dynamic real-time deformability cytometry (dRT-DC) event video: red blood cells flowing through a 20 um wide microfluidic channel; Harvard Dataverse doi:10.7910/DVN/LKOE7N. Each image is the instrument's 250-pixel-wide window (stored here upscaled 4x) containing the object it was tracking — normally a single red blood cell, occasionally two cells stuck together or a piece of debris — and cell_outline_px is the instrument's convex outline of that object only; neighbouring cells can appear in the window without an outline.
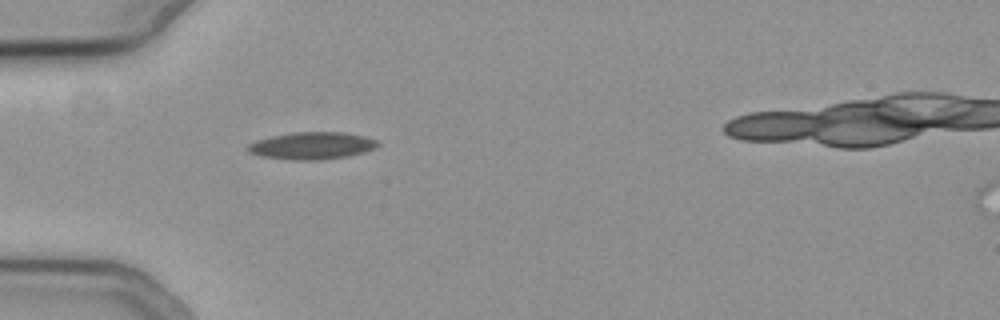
{"species": "common noctule bat (a hibernating species)", "species_latin": "Nyctalus noctula", "temperature_condition": "cold", "stored_images_in_passage": 37, "camera_frame_rate_fps": 3000, "um_per_image_px": 0.085, "animal": {"sex": "female", "body_mass_g": 19.3, "forearm_length_mm": 54.1}, "frame": {"image": 1, "passage_image": 1, "time_ms": 0.0, "image_size_px": [1000, 320], "cell_outline_px": [[380, 144], [376, 148], [364, 152], [348, 156], [320, 160], [292, 160], [260, 156], [248, 152], [244, 148], [248, 144], [256, 140], [272, 136], [292, 132], [344, 132], [364, 136], [376, 140]], "centroid_in_image_um": [26.49, 12.38], "position_along_channel_um": 58.5, "area_um2": 20.81}}
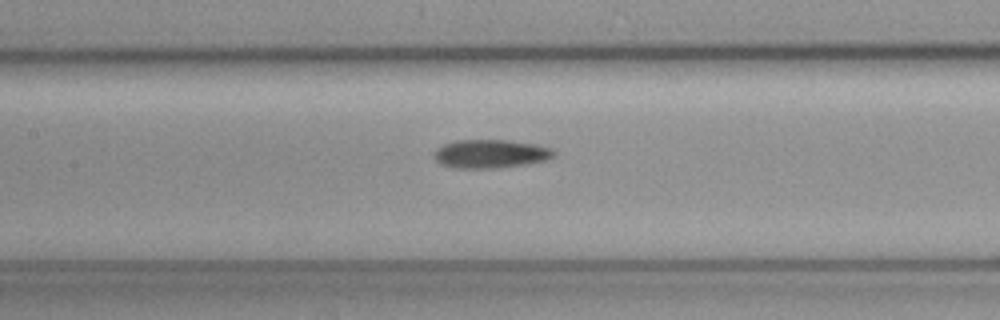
{"frame": {"image": 2, "passage_image": 10, "time_ms": 3.0, "image_size_px": [1000, 320], "cell_outline_px": [[556, 156], [548, 160], [528, 164], [496, 168], [456, 168], [440, 164], [436, 160], [436, 148], [444, 144], [456, 140], [508, 140], [536, 144], [552, 148], [556, 152]], "centroid_in_image_um": [41.77, 13.07], "position_along_channel_um": 165.6, "area_um2": 20.06}}
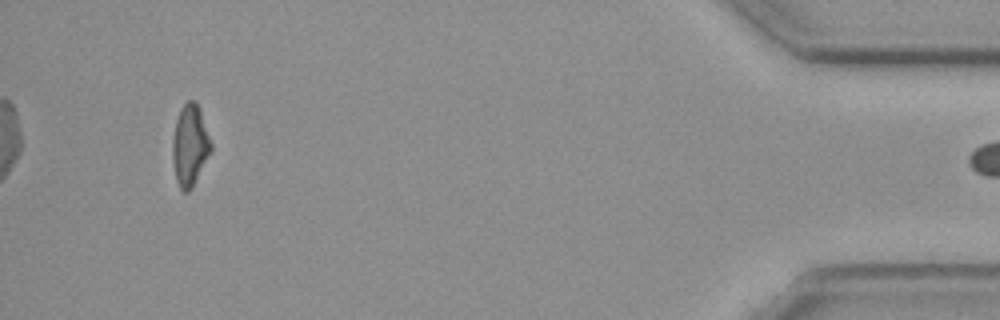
{"frame": {"image": 3, "passage_image": 36, "time_ms": 11.667, "image_size_px": [1000, 320], "cell_outline_px": [[212, 152], [192, 188], [188, 192], [184, 192], [180, 188], [176, 180], [172, 160], [172, 140], [176, 120], [180, 108], [188, 100], [196, 100], [200, 108], [212, 144]], "centroid_in_image_um": [16.15, 12.35], "position_along_channel_um": 419.0, "area_um2": 18.55}}